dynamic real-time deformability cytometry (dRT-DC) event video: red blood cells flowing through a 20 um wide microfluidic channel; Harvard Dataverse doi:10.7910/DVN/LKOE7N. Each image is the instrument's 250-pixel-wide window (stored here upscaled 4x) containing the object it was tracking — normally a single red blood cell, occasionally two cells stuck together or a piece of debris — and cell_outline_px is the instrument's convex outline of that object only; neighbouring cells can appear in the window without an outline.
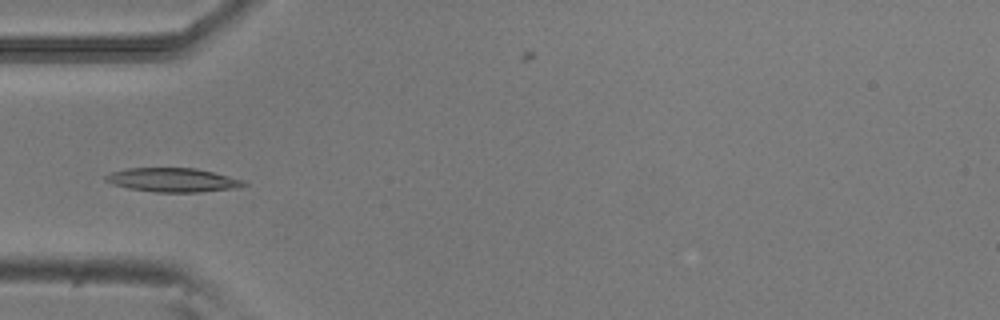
{"species": "common noctule bat (a hibernating species)", "species_latin": "Nyctalus noctula", "temperature_condition": "room temperature", "stored_images_in_passage": 6, "camera_frame_rate_fps": 3000, "um_per_image_px": 0.085, "animal": {"sex": "male", "body_mass_g": 20.5, "forearm_length_mm": 52.5}, "frame": {"image": 1, "passage_image": 5, "time_ms": 1.333, "image_size_px": [1000, 320], "cell_outline_px": [[248, 184], [236, 188], [200, 192], [156, 192], [128, 188], [112, 184], [104, 180], [104, 176], [112, 172], [128, 168], [196, 168], [244, 180]], "centroid_in_image_um": [14.67, 15.3], "position_along_channel_um": 70.3, "area_um2": 19.19}}